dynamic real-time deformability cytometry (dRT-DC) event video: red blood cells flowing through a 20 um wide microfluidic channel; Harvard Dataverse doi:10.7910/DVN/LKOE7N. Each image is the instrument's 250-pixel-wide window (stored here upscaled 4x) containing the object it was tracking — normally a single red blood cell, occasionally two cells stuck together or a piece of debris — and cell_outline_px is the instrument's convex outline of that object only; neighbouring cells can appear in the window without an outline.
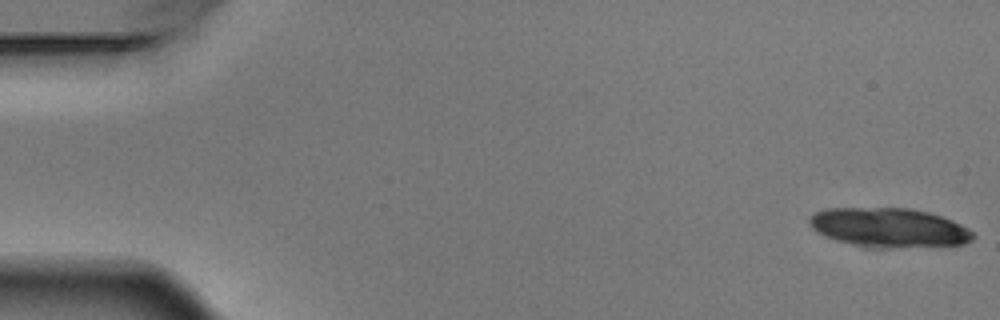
{"species": "Egyptian fruit bat (a non-hibernating species)", "species_latin": "Rousettus aegyptiacus", "temperature_condition": "warm", "stored_images_in_passage": 8, "camera_frame_rate_fps": 3000, "um_per_image_px": 0.085, "animal": {"sex": "male"}, "frame": {"image": 1, "passage_image": 1, "time_ms": 0.0, "image_size_px": [1000, 320], "cell_outline_px": [[976, 236], [972, 240], [964, 244], [900, 248], [868, 248], [836, 240], [824, 236], [816, 232], [808, 224], [808, 220], [816, 212], [824, 208], [908, 208], [928, 212], [952, 220], [968, 228]], "centroid_in_image_um": [75.55, 19.36], "position_along_channel_um": 9.5, "area_um2": 37.74}}
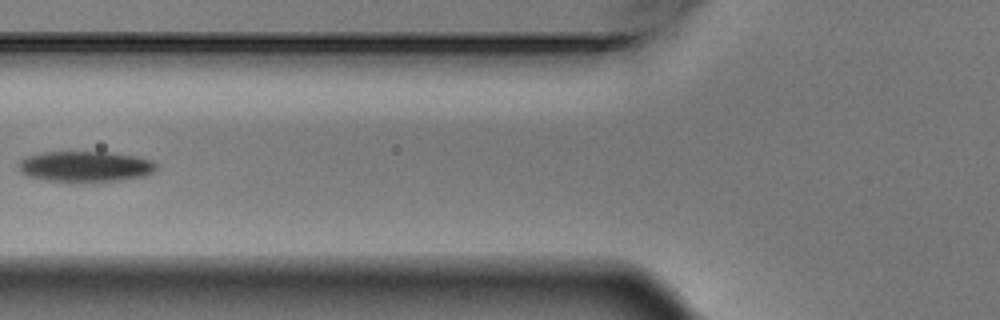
{"frame": {"image": 2, "passage_image": 7, "time_ms": 2.0, "image_size_px": [1000, 320], "cell_outline_px": [[156, 168], [152, 172], [144, 176], [96, 184], [68, 184], [44, 180], [28, 176], [20, 172], [16, 164], [24, 156], [40, 152], [108, 152], [136, 156], [152, 160], [156, 164]], "centroid_in_image_um": [7.18, 14.2], "position_along_channel_um": 118.6, "area_um2": 25.84}}
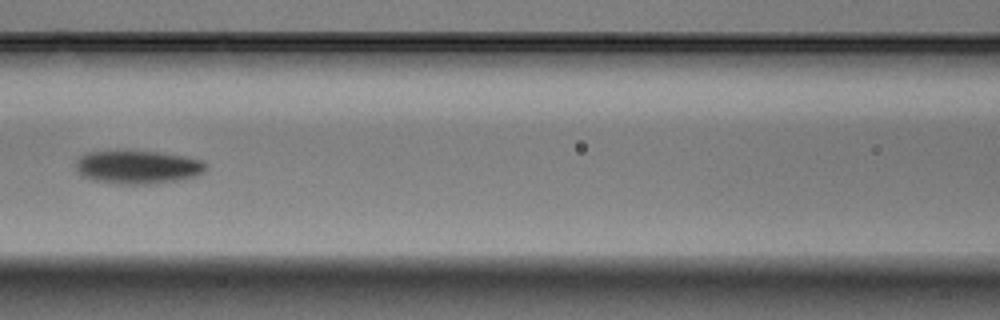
{"frame": {"image": 3, "passage_image": 8, "time_ms": 2.333, "image_size_px": [1000, 320], "cell_outline_px": [[208, 168], [204, 172], [196, 176], [180, 180], [152, 184], [116, 184], [92, 180], [84, 176], [76, 168], [76, 160], [80, 156], [88, 152], [156, 152], [184, 156], [204, 160], [208, 164]], "centroid_in_image_um": [11.78, 14.22], "position_along_channel_um": 154.8, "area_um2": 25.2}}